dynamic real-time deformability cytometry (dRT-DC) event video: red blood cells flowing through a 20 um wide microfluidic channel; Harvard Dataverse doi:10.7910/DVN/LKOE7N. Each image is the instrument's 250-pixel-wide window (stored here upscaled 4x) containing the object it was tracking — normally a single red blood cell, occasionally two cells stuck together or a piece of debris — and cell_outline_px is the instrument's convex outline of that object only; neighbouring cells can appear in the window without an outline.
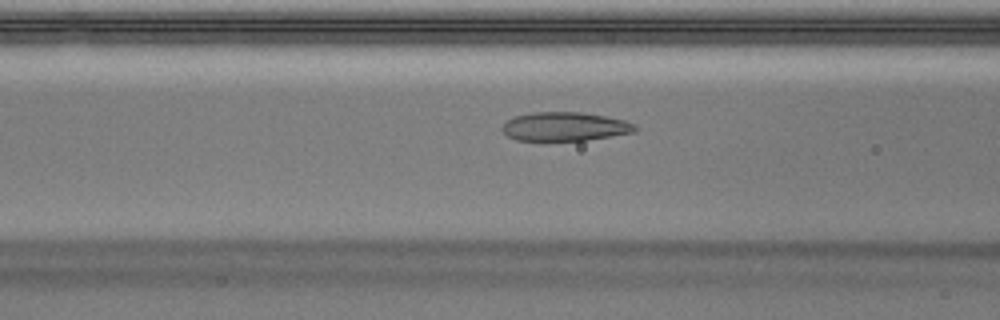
{"species": "Egyptian fruit bat (a non-hibernating species)", "species_latin": "Rousettus aegyptiacus", "temperature_condition": "warm", "stored_images_in_passage": 35, "camera_frame_rate_fps": 3000, "um_per_image_px": 0.085, "animal": {"sex": "male"}, "frame": {"image": 1, "passage_image": 5, "time_ms": 1.333, "image_size_px": [1000, 320], "cell_outline_px": [[636, 132], [584, 140], [516, 140], [508, 136], [500, 128], [508, 120], [516, 116], [532, 112], [580, 112], [604, 116], [624, 120], [636, 124]], "centroid_in_image_um": [48.01, 10.75], "position_along_channel_um": 118.6, "area_um2": 22.08}}
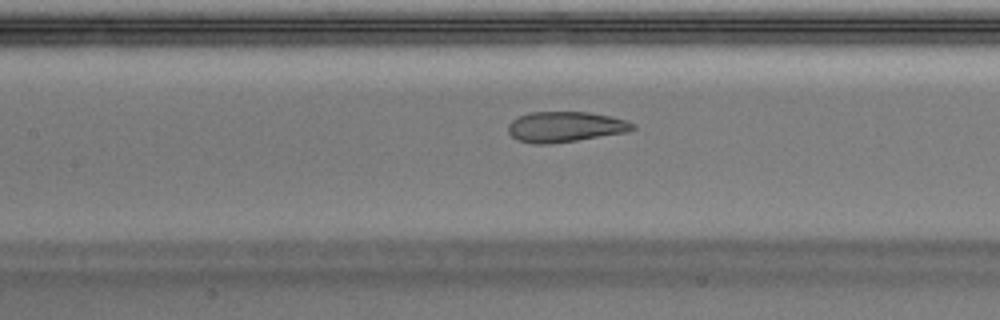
{"frame": {"image": 2, "passage_image": 8, "time_ms": 2.333, "image_size_px": [1000, 320], "cell_outline_px": [[636, 128], [624, 132], [552, 144], [532, 144], [516, 140], [508, 132], [508, 124], [512, 120], [528, 112], [588, 112], [612, 116], [636, 124]], "centroid_in_image_um": [48.0, 10.78], "position_along_channel_um": 159.4, "area_um2": 22.08}}
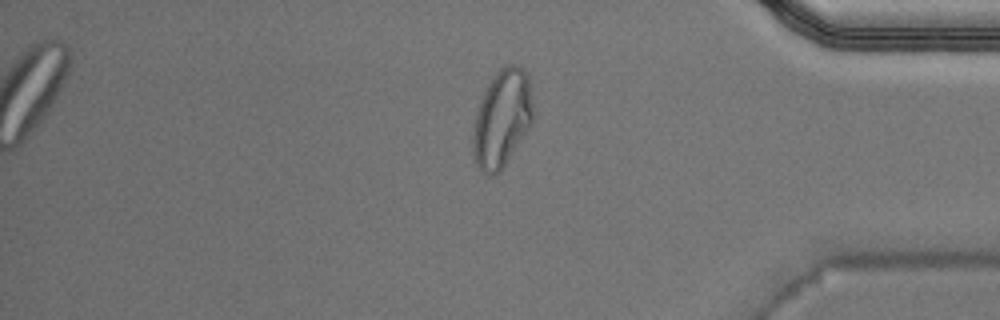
{"frame": {"image": 3, "passage_image": 27, "time_ms": 8.667, "image_size_px": [1000, 320], "cell_outline_px": [[532, 124], [500, 172], [496, 176], [488, 176], [476, 164], [472, 148], [472, 136], [476, 112], [484, 92], [492, 76], [504, 64], [516, 64], [528, 76], [532, 104]], "centroid_in_image_um": [42.65, 10.09], "position_along_channel_um": 392.5, "area_um2": 34.04}, "authors_computed_cell_mechanics": {"area_um2": 23.6402, "velocity_mm_per_s": 4.039, "shape_relaxation_time_tau1_ms": null, "shape_relaxation_time_tau2_ms": 0.8509, "deformation_change_tau1": null, "deformation_change_tau2": 0.0787}}